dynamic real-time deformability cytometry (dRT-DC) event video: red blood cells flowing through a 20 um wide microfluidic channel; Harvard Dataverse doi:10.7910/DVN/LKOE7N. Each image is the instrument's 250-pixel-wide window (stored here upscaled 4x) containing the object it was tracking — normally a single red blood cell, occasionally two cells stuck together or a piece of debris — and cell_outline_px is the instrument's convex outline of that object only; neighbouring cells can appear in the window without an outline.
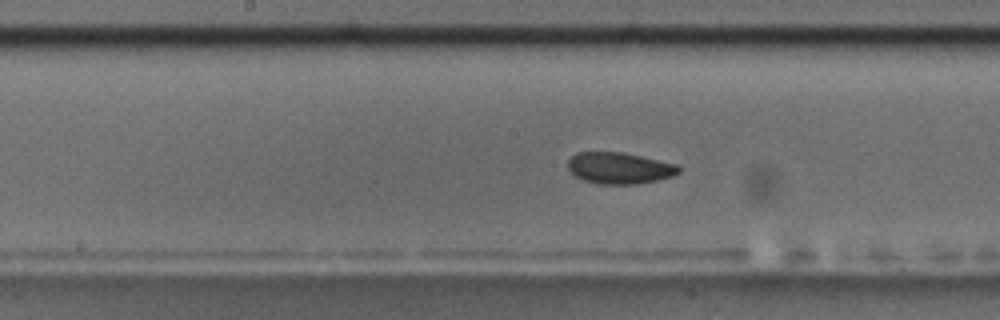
{"species": "common noctule bat (a hibernating species)", "species_latin": "Nyctalus noctula", "temperature_condition": "room temperature", "stored_images_in_passage": 50, "camera_frame_rate_fps": 3000, "um_per_image_px": 0.085, "animal": {"sex": "male", "body_mass_g": 17.5, "forearm_length_mm": 52.3}, "frame": {"image": 1, "passage_image": 22, "time_ms": 7.0, "image_size_px": [1000, 320], "cell_outline_px": [[680, 172], [672, 176], [656, 180], [636, 184], [596, 184], [584, 180], [576, 176], [568, 168], [568, 160], [576, 152], [624, 152], [676, 164], [680, 168]], "centroid_in_image_um": [52.64, 14.28], "position_along_channel_um": 195.6, "area_um2": 20.23}, "authors_computed_cell_mechanics": {"area_um2": 20.5479, "velocity_mm_per_s": 3.6791, "shape_relaxation_time_tau1_ms": 2.0902, "shape_relaxation_time_tau2_ms": 4.069, "deformation_change_tau1": 0.0715, "deformation_change_tau2": 0.0837}}